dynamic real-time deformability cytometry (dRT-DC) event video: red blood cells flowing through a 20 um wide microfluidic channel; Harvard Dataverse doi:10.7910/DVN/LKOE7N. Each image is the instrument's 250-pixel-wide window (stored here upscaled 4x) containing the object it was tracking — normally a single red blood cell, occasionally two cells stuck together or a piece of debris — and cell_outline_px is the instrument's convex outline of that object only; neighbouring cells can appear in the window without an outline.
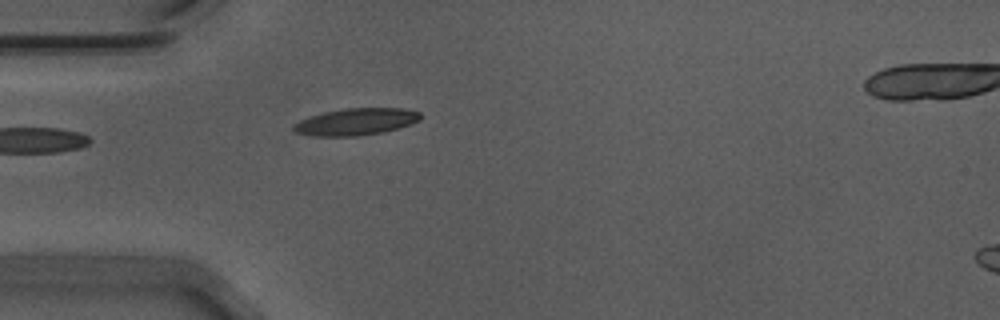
{"species": "Egyptian fruit bat (a non-hibernating species)", "species_latin": "Rousettus aegyptiacus", "temperature_condition": "warm", "stored_images_in_passage": 39, "camera_frame_rate_fps": 3000, "um_per_image_px": 0.085, "animal": {"sex": "male"}, "frame": {"image": 1, "passage_image": 1, "time_ms": 0.0, "image_size_px": [1000, 320], "cell_outline_px": [[420, 120], [384, 132], [356, 136], [312, 136], [296, 132], [292, 128], [292, 124], [300, 120], [324, 112], [344, 108], [400, 108], [420, 112]], "centroid_in_image_um": [30.22, 10.35], "position_along_channel_um": 54.8, "area_um2": 19.71}}
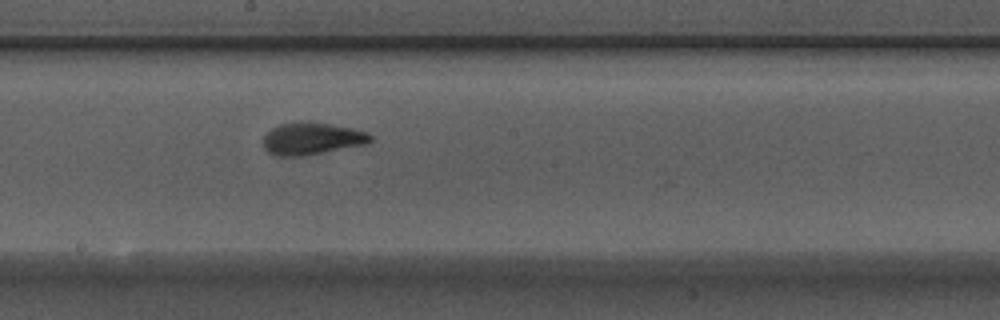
{"frame": {"image": 2, "passage_image": 15, "time_ms": 4.667, "image_size_px": [1000, 320], "cell_outline_px": [[372, 140], [368, 144], [304, 156], [276, 156], [268, 152], [264, 148], [264, 136], [272, 128], [280, 124], [328, 124], [352, 128], [368, 132], [372, 136]], "centroid_in_image_um": [26.55, 11.83], "position_along_channel_um": 221.7, "area_um2": 19.59}}
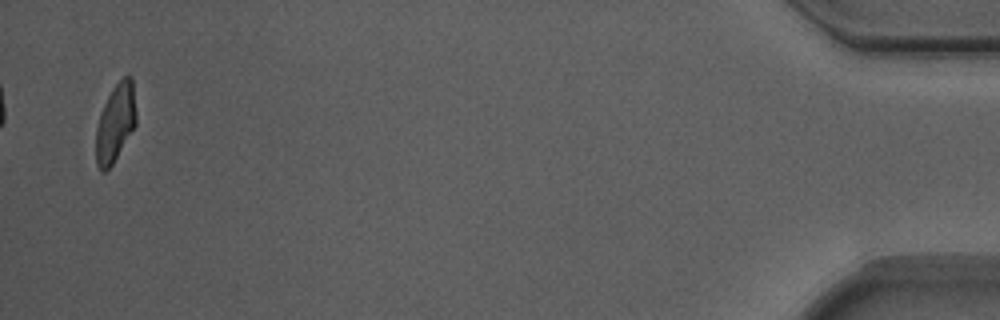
{"frame": {"image": 3, "passage_image": 39, "time_ms": 12.667, "image_size_px": [1000, 320], "cell_outline_px": [[136, 124], [112, 164], [104, 172], [100, 172], [96, 164], [96, 128], [100, 112], [112, 88], [128, 72], [132, 76], [136, 112]], "centroid_in_image_um": [9.81, 10.41], "position_along_channel_um": 425.4, "area_um2": 18.26}, "authors_computed_cell_mechanics": {"area_um2": 19.4208, "velocity_mm_per_s": 3.7122, "shape_relaxation_time_tau1_ms": 5.8543, "shape_relaxation_time_tau2_ms": 1.1214, "deformation_change_tau1": 0.2193, "deformation_change_tau2": 0.0888}}